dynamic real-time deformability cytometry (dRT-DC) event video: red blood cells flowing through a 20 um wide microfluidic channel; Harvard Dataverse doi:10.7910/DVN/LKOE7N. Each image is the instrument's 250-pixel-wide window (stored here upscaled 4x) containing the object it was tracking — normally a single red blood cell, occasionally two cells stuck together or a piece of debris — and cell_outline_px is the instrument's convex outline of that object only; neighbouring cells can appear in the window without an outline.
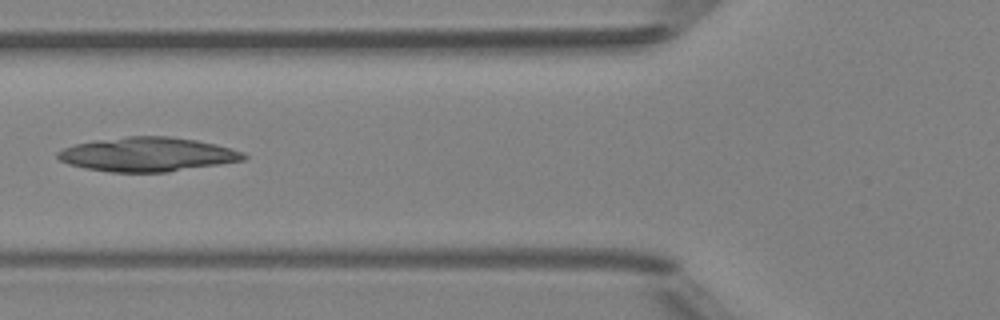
{"species": "Egyptian fruit bat (a non-hibernating species)", "species_latin": "Rousettus aegyptiacus", "temperature_condition": "room temperature", "stored_images_in_passage": 3, "camera_frame_rate_fps": 3000, "um_per_image_px": 0.085, "animal": {"sex": "female"}, "frame": {"image": 1, "passage_image": 2, "time_ms": 1.333, "image_size_px": [1000, 320], "cell_outline_px": [[248, 156], [244, 160], [168, 172], [108, 172], [84, 168], [68, 164], [60, 160], [56, 156], [56, 152], [64, 148], [76, 144], [96, 140], [128, 136], [168, 136], [196, 140], [216, 144], [232, 148], [244, 152]], "centroid_in_image_um": [12.53, 13.12], "position_along_channel_um": 113.3, "area_um2": 37.05}}
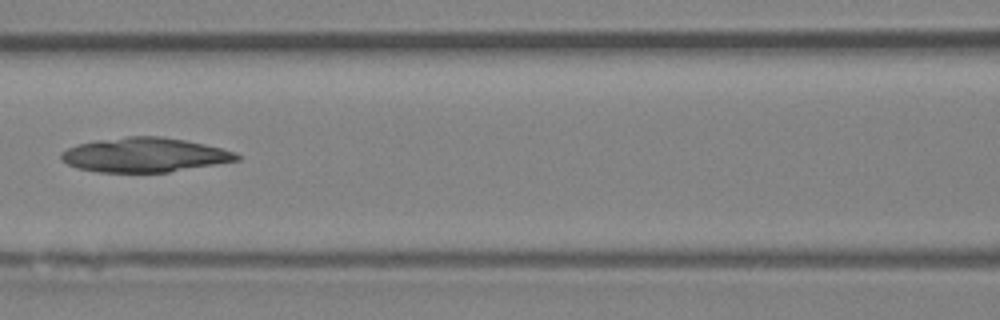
{"frame": {"image": 2, "passage_image": 3, "time_ms": 2.333, "image_size_px": [1000, 320], "cell_outline_px": [[240, 160], [168, 172], [96, 172], [76, 168], [60, 160], [60, 152], [76, 144], [96, 140], [128, 136], [160, 136], [184, 140], [204, 144], [236, 152], [240, 156]], "centroid_in_image_um": [12.24, 13.17], "position_along_channel_um": 154.4, "area_um2": 35.26}}